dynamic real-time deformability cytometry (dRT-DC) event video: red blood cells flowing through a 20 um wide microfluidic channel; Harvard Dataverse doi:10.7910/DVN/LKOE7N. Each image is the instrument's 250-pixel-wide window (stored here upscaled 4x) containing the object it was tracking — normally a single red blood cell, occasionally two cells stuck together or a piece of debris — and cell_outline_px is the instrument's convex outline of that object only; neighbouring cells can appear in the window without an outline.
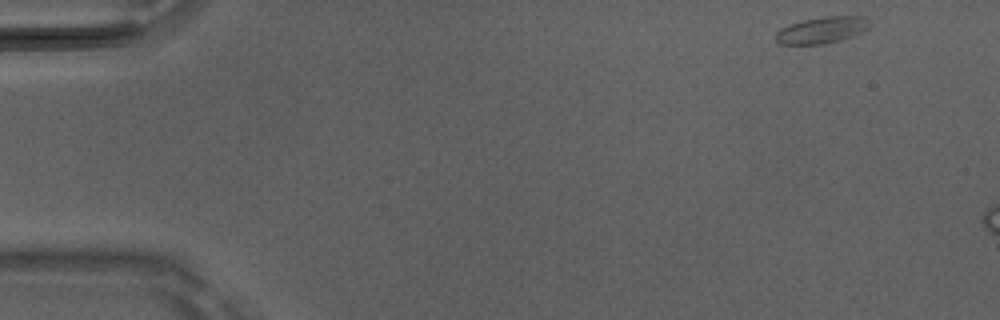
{"species": "Egyptian fruit bat (a non-hibernating species)", "species_latin": "Rousettus aegyptiacus", "temperature_condition": "room temperature", "stored_images_in_passage": 6, "camera_frame_rate_fps": 3000, "um_per_image_px": 0.085, "animal": {"sex": "male"}, "frame": {"image": 1, "passage_image": 1, "time_ms": 0.0, "image_size_px": [1000, 320], "cell_outline_px": [[868, 28], [852, 36], [840, 40], [824, 44], [776, 44], [776, 32], [780, 28], [788, 24], [804, 20], [828, 16], [864, 16], [868, 20]], "centroid_in_image_um": [69.81, 2.56], "position_along_channel_um": 15.2, "area_um2": 14.39}}